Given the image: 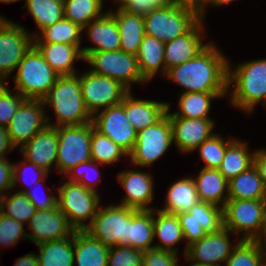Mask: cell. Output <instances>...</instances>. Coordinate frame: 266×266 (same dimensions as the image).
I'll return each instance as SVG.
<instances>
[{"label":"cell","instance_id":"cell-1","mask_svg":"<svg viewBox=\"0 0 266 266\" xmlns=\"http://www.w3.org/2000/svg\"><path fill=\"white\" fill-rule=\"evenodd\" d=\"M214 42L197 56L169 68L165 76L182 86L181 93H228V58Z\"/></svg>","mask_w":266,"mask_h":266},{"label":"cell","instance_id":"cell-2","mask_svg":"<svg viewBox=\"0 0 266 266\" xmlns=\"http://www.w3.org/2000/svg\"><path fill=\"white\" fill-rule=\"evenodd\" d=\"M228 95L234 108L251 114L258 103L266 105V59H254L232 66L228 60ZM234 85L232 87L231 85ZM232 87V88H231Z\"/></svg>","mask_w":266,"mask_h":266},{"label":"cell","instance_id":"cell-3","mask_svg":"<svg viewBox=\"0 0 266 266\" xmlns=\"http://www.w3.org/2000/svg\"><path fill=\"white\" fill-rule=\"evenodd\" d=\"M42 102L44 107L48 105L55 112V123L52 124L48 116V125L60 127L92 122L82 97L80 74L58 76Z\"/></svg>","mask_w":266,"mask_h":266},{"label":"cell","instance_id":"cell-4","mask_svg":"<svg viewBox=\"0 0 266 266\" xmlns=\"http://www.w3.org/2000/svg\"><path fill=\"white\" fill-rule=\"evenodd\" d=\"M201 19L199 9L174 1L143 15L145 34L164 43L188 33Z\"/></svg>","mask_w":266,"mask_h":266},{"label":"cell","instance_id":"cell-5","mask_svg":"<svg viewBox=\"0 0 266 266\" xmlns=\"http://www.w3.org/2000/svg\"><path fill=\"white\" fill-rule=\"evenodd\" d=\"M265 219L266 199H228L223 207V227L235 235L242 234L240 240L258 241Z\"/></svg>","mask_w":266,"mask_h":266},{"label":"cell","instance_id":"cell-6","mask_svg":"<svg viewBox=\"0 0 266 266\" xmlns=\"http://www.w3.org/2000/svg\"><path fill=\"white\" fill-rule=\"evenodd\" d=\"M16 70L13 76L14 90L25 99H42L59 76L34 45L19 62Z\"/></svg>","mask_w":266,"mask_h":266},{"label":"cell","instance_id":"cell-7","mask_svg":"<svg viewBox=\"0 0 266 266\" xmlns=\"http://www.w3.org/2000/svg\"><path fill=\"white\" fill-rule=\"evenodd\" d=\"M99 195L78 182L67 180L58 187L57 206L75 230H85L97 214Z\"/></svg>","mask_w":266,"mask_h":266},{"label":"cell","instance_id":"cell-8","mask_svg":"<svg viewBox=\"0 0 266 266\" xmlns=\"http://www.w3.org/2000/svg\"><path fill=\"white\" fill-rule=\"evenodd\" d=\"M84 61L92 66L90 71L119 81L129 91L132 84L148 82L141 74L137 57L122 50L91 52Z\"/></svg>","mask_w":266,"mask_h":266},{"label":"cell","instance_id":"cell-9","mask_svg":"<svg viewBox=\"0 0 266 266\" xmlns=\"http://www.w3.org/2000/svg\"><path fill=\"white\" fill-rule=\"evenodd\" d=\"M133 208L121 204L99 206L91 224L85 229L107 247L129 246L130 215Z\"/></svg>","mask_w":266,"mask_h":266},{"label":"cell","instance_id":"cell-10","mask_svg":"<svg viewBox=\"0 0 266 266\" xmlns=\"http://www.w3.org/2000/svg\"><path fill=\"white\" fill-rule=\"evenodd\" d=\"M56 128L58 129L56 170L58 169L57 171L66 177V173L73 167L91 160L92 122Z\"/></svg>","mask_w":266,"mask_h":266},{"label":"cell","instance_id":"cell-11","mask_svg":"<svg viewBox=\"0 0 266 266\" xmlns=\"http://www.w3.org/2000/svg\"><path fill=\"white\" fill-rule=\"evenodd\" d=\"M173 143L170 117L166 113L154 125L137 132L133 151L128 155L131 164L146 167L154 164Z\"/></svg>","mask_w":266,"mask_h":266},{"label":"cell","instance_id":"cell-12","mask_svg":"<svg viewBox=\"0 0 266 266\" xmlns=\"http://www.w3.org/2000/svg\"><path fill=\"white\" fill-rule=\"evenodd\" d=\"M33 45L34 37L25 27L0 17V78L5 83Z\"/></svg>","mask_w":266,"mask_h":266},{"label":"cell","instance_id":"cell-13","mask_svg":"<svg viewBox=\"0 0 266 266\" xmlns=\"http://www.w3.org/2000/svg\"><path fill=\"white\" fill-rule=\"evenodd\" d=\"M80 87L85 107L92 116L101 108L120 104L129 92L119 81L90 70L81 73Z\"/></svg>","mask_w":266,"mask_h":266},{"label":"cell","instance_id":"cell-14","mask_svg":"<svg viewBox=\"0 0 266 266\" xmlns=\"http://www.w3.org/2000/svg\"><path fill=\"white\" fill-rule=\"evenodd\" d=\"M187 247L208 233L219 232L223 227V208L198 201L188 212L177 214Z\"/></svg>","mask_w":266,"mask_h":266},{"label":"cell","instance_id":"cell-15","mask_svg":"<svg viewBox=\"0 0 266 266\" xmlns=\"http://www.w3.org/2000/svg\"><path fill=\"white\" fill-rule=\"evenodd\" d=\"M92 123L97 131L108 136L128 155L133 151L137 131L126 117L123 100L120 104L96 112L92 116Z\"/></svg>","mask_w":266,"mask_h":266},{"label":"cell","instance_id":"cell-16","mask_svg":"<svg viewBox=\"0 0 266 266\" xmlns=\"http://www.w3.org/2000/svg\"><path fill=\"white\" fill-rule=\"evenodd\" d=\"M47 125L42 99H25L6 128L11 143L21 148Z\"/></svg>","mask_w":266,"mask_h":266},{"label":"cell","instance_id":"cell-17","mask_svg":"<svg viewBox=\"0 0 266 266\" xmlns=\"http://www.w3.org/2000/svg\"><path fill=\"white\" fill-rule=\"evenodd\" d=\"M232 232L222 228L219 232L208 233L200 240L187 247L185 258L196 264L222 265L231 255L233 249L241 241L240 239L233 246L230 242Z\"/></svg>","mask_w":266,"mask_h":266},{"label":"cell","instance_id":"cell-18","mask_svg":"<svg viewBox=\"0 0 266 266\" xmlns=\"http://www.w3.org/2000/svg\"><path fill=\"white\" fill-rule=\"evenodd\" d=\"M28 228L32 232L27 233V238L36 245L66 238L75 231L58 206L48 210H36Z\"/></svg>","mask_w":266,"mask_h":266},{"label":"cell","instance_id":"cell-19","mask_svg":"<svg viewBox=\"0 0 266 266\" xmlns=\"http://www.w3.org/2000/svg\"><path fill=\"white\" fill-rule=\"evenodd\" d=\"M173 143L179 152H194L195 149L214 133L215 120L212 118L170 117ZM213 131V132H212Z\"/></svg>","mask_w":266,"mask_h":266},{"label":"cell","instance_id":"cell-20","mask_svg":"<svg viewBox=\"0 0 266 266\" xmlns=\"http://www.w3.org/2000/svg\"><path fill=\"white\" fill-rule=\"evenodd\" d=\"M118 181L126 191L121 205L135 210H154L150 207L154 200V178L149 172L125 170L118 173Z\"/></svg>","mask_w":266,"mask_h":266},{"label":"cell","instance_id":"cell-21","mask_svg":"<svg viewBox=\"0 0 266 266\" xmlns=\"http://www.w3.org/2000/svg\"><path fill=\"white\" fill-rule=\"evenodd\" d=\"M58 148V129L55 126L47 125L34 135L21 148L23 158L35 163L50 173L51 166L56 168Z\"/></svg>","mask_w":266,"mask_h":266},{"label":"cell","instance_id":"cell-22","mask_svg":"<svg viewBox=\"0 0 266 266\" xmlns=\"http://www.w3.org/2000/svg\"><path fill=\"white\" fill-rule=\"evenodd\" d=\"M204 19H201L188 33L165 43L164 58L166 71L169 68L191 60L202 52L210 42L203 43Z\"/></svg>","mask_w":266,"mask_h":266},{"label":"cell","instance_id":"cell-23","mask_svg":"<svg viewBox=\"0 0 266 266\" xmlns=\"http://www.w3.org/2000/svg\"><path fill=\"white\" fill-rule=\"evenodd\" d=\"M83 31H87L89 42L94 47L81 48L84 58L91 52L116 51L120 50V34L115 17L105 11L102 16L87 24Z\"/></svg>","mask_w":266,"mask_h":266},{"label":"cell","instance_id":"cell-24","mask_svg":"<svg viewBox=\"0 0 266 266\" xmlns=\"http://www.w3.org/2000/svg\"><path fill=\"white\" fill-rule=\"evenodd\" d=\"M129 91L123 98V108L129 123L139 132L158 122L167 111L168 102L137 99Z\"/></svg>","mask_w":266,"mask_h":266},{"label":"cell","instance_id":"cell-25","mask_svg":"<svg viewBox=\"0 0 266 266\" xmlns=\"http://www.w3.org/2000/svg\"><path fill=\"white\" fill-rule=\"evenodd\" d=\"M34 46L59 76L79 73L74 67L75 60H85L82 55L81 45L34 43Z\"/></svg>","mask_w":266,"mask_h":266},{"label":"cell","instance_id":"cell-26","mask_svg":"<svg viewBox=\"0 0 266 266\" xmlns=\"http://www.w3.org/2000/svg\"><path fill=\"white\" fill-rule=\"evenodd\" d=\"M108 11L117 22L120 34V50L136 56L145 35L143 15L127 12L121 7H118L116 11Z\"/></svg>","mask_w":266,"mask_h":266},{"label":"cell","instance_id":"cell-27","mask_svg":"<svg viewBox=\"0 0 266 266\" xmlns=\"http://www.w3.org/2000/svg\"><path fill=\"white\" fill-rule=\"evenodd\" d=\"M200 201L224 207L229 199L228 180L218 169L204 168L193 178Z\"/></svg>","mask_w":266,"mask_h":266},{"label":"cell","instance_id":"cell-28","mask_svg":"<svg viewBox=\"0 0 266 266\" xmlns=\"http://www.w3.org/2000/svg\"><path fill=\"white\" fill-rule=\"evenodd\" d=\"M109 250L86 230L74 231V265L107 266Z\"/></svg>","mask_w":266,"mask_h":266},{"label":"cell","instance_id":"cell-29","mask_svg":"<svg viewBox=\"0 0 266 266\" xmlns=\"http://www.w3.org/2000/svg\"><path fill=\"white\" fill-rule=\"evenodd\" d=\"M165 43L153 36L144 35L136 55L142 76L149 82L156 74H166L164 58Z\"/></svg>","mask_w":266,"mask_h":266},{"label":"cell","instance_id":"cell-30","mask_svg":"<svg viewBox=\"0 0 266 266\" xmlns=\"http://www.w3.org/2000/svg\"><path fill=\"white\" fill-rule=\"evenodd\" d=\"M157 215V216H155ZM157 217V218H156ZM154 237H158L161 243L153 244L154 248L163 249L178 254L176 244L184 240L183 230L178 216L158 210H153ZM175 246V248H174Z\"/></svg>","mask_w":266,"mask_h":266},{"label":"cell","instance_id":"cell-31","mask_svg":"<svg viewBox=\"0 0 266 266\" xmlns=\"http://www.w3.org/2000/svg\"><path fill=\"white\" fill-rule=\"evenodd\" d=\"M228 93H206V92H188L180 94L178 107L176 112H170V105L167 103L166 113L169 117H185V118H211L209 112L211 110V102L213 99L221 98Z\"/></svg>","mask_w":266,"mask_h":266},{"label":"cell","instance_id":"cell-32","mask_svg":"<svg viewBox=\"0 0 266 266\" xmlns=\"http://www.w3.org/2000/svg\"><path fill=\"white\" fill-rule=\"evenodd\" d=\"M164 208L170 214L186 213L199 200L193 177H185L172 183L166 194Z\"/></svg>","mask_w":266,"mask_h":266},{"label":"cell","instance_id":"cell-33","mask_svg":"<svg viewBox=\"0 0 266 266\" xmlns=\"http://www.w3.org/2000/svg\"><path fill=\"white\" fill-rule=\"evenodd\" d=\"M248 148V143L238 139L227 146L218 170L228 181L254 165L255 150L250 152Z\"/></svg>","mask_w":266,"mask_h":266},{"label":"cell","instance_id":"cell-34","mask_svg":"<svg viewBox=\"0 0 266 266\" xmlns=\"http://www.w3.org/2000/svg\"><path fill=\"white\" fill-rule=\"evenodd\" d=\"M229 199H266V186L253 165L228 182Z\"/></svg>","mask_w":266,"mask_h":266},{"label":"cell","instance_id":"cell-35","mask_svg":"<svg viewBox=\"0 0 266 266\" xmlns=\"http://www.w3.org/2000/svg\"><path fill=\"white\" fill-rule=\"evenodd\" d=\"M39 266H74V233L60 240L38 244Z\"/></svg>","mask_w":266,"mask_h":266},{"label":"cell","instance_id":"cell-36","mask_svg":"<svg viewBox=\"0 0 266 266\" xmlns=\"http://www.w3.org/2000/svg\"><path fill=\"white\" fill-rule=\"evenodd\" d=\"M153 210H135L130 215L129 247L146 251L154 248Z\"/></svg>","mask_w":266,"mask_h":266},{"label":"cell","instance_id":"cell-37","mask_svg":"<svg viewBox=\"0 0 266 266\" xmlns=\"http://www.w3.org/2000/svg\"><path fill=\"white\" fill-rule=\"evenodd\" d=\"M27 11L31 14L39 31L32 33L35 38L44 28L64 18V4L59 0H25Z\"/></svg>","mask_w":266,"mask_h":266},{"label":"cell","instance_id":"cell-38","mask_svg":"<svg viewBox=\"0 0 266 266\" xmlns=\"http://www.w3.org/2000/svg\"><path fill=\"white\" fill-rule=\"evenodd\" d=\"M83 28L68 19H61L44 28L35 38L34 43H63L81 45Z\"/></svg>","mask_w":266,"mask_h":266},{"label":"cell","instance_id":"cell-39","mask_svg":"<svg viewBox=\"0 0 266 266\" xmlns=\"http://www.w3.org/2000/svg\"><path fill=\"white\" fill-rule=\"evenodd\" d=\"M104 0H65L64 18L84 28L104 13Z\"/></svg>","mask_w":266,"mask_h":266},{"label":"cell","instance_id":"cell-40","mask_svg":"<svg viewBox=\"0 0 266 266\" xmlns=\"http://www.w3.org/2000/svg\"><path fill=\"white\" fill-rule=\"evenodd\" d=\"M91 160L103 165H113L128 154L113 142L108 136L97 131L92 123L90 141Z\"/></svg>","mask_w":266,"mask_h":266},{"label":"cell","instance_id":"cell-41","mask_svg":"<svg viewBox=\"0 0 266 266\" xmlns=\"http://www.w3.org/2000/svg\"><path fill=\"white\" fill-rule=\"evenodd\" d=\"M35 211V206L24 192L17 191L0 198V212L20 223H29Z\"/></svg>","mask_w":266,"mask_h":266},{"label":"cell","instance_id":"cell-42","mask_svg":"<svg viewBox=\"0 0 266 266\" xmlns=\"http://www.w3.org/2000/svg\"><path fill=\"white\" fill-rule=\"evenodd\" d=\"M235 138L229 137L225 140L219 134H213L203 141L195 150L199 152L201 160L205 163L204 168L218 169L224 158L227 146Z\"/></svg>","mask_w":266,"mask_h":266},{"label":"cell","instance_id":"cell-43","mask_svg":"<svg viewBox=\"0 0 266 266\" xmlns=\"http://www.w3.org/2000/svg\"><path fill=\"white\" fill-rule=\"evenodd\" d=\"M262 247L258 241L241 240L224 266H261Z\"/></svg>","mask_w":266,"mask_h":266},{"label":"cell","instance_id":"cell-44","mask_svg":"<svg viewBox=\"0 0 266 266\" xmlns=\"http://www.w3.org/2000/svg\"><path fill=\"white\" fill-rule=\"evenodd\" d=\"M97 167L99 163L88 160L73 167L66 175L68 174L69 181L78 182L87 189L97 192L96 185H99L101 179V173Z\"/></svg>","mask_w":266,"mask_h":266},{"label":"cell","instance_id":"cell-45","mask_svg":"<svg viewBox=\"0 0 266 266\" xmlns=\"http://www.w3.org/2000/svg\"><path fill=\"white\" fill-rule=\"evenodd\" d=\"M8 82L0 88V125L7 127L16 114L25 98L17 91L12 93L7 86Z\"/></svg>","mask_w":266,"mask_h":266},{"label":"cell","instance_id":"cell-46","mask_svg":"<svg viewBox=\"0 0 266 266\" xmlns=\"http://www.w3.org/2000/svg\"><path fill=\"white\" fill-rule=\"evenodd\" d=\"M143 254L127 245L110 247L107 266H142Z\"/></svg>","mask_w":266,"mask_h":266},{"label":"cell","instance_id":"cell-47","mask_svg":"<svg viewBox=\"0 0 266 266\" xmlns=\"http://www.w3.org/2000/svg\"><path fill=\"white\" fill-rule=\"evenodd\" d=\"M24 224L14 220L0 212V245L8 246L16 245L19 240H27V233L24 230Z\"/></svg>","mask_w":266,"mask_h":266},{"label":"cell","instance_id":"cell-48","mask_svg":"<svg viewBox=\"0 0 266 266\" xmlns=\"http://www.w3.org/2000/svg\"><path fill=\"white\" fill-rule=\"evenodd\" d=\"M22 163V164H21ZM29 170V173H28ZM32 174H31V173ZM26 173V174H25ZM36 173V174H35ZM48 172H46L43 168L38 167L35 163L29 162L26 159L24 161H21L20 164L14 163L13 164V188L16 187L18 184L17 182L20 183L22 182L23 186L24 184L27 185L26 187H32V184H36L38 181L42 180ZM32 179H29L30 176ZM36 175V176H35ZM29 179V181H28Z\"/></svg>","mask_w":266,"mask_h":266},{"label":"cell","instance_id":"cell-49","mask_svg":"<svg viewBox=\"0 0 266 266\" xmlns=\"http://www.w3.org/2000/svg\"><path fill=\"white\" fill-rule=\"evenodd\" d=\"M142 266H180L178 254L157 248L144 251Z\"/></svg>","mask_w":266,"mask_h":266},{"label":"cell","instance_id":"cell-50","mask_svg":"<svg viewBox=\"0 0 266 266\" xmlns=\"http://www.w3.org/2000/svg\"><path fill=\"white\" fill-rule=\"evenodd\" d=\"M118 7L123 10L145 15L155 7H160L170 3V0H115Z\"/></svg>","mask_w":266,"mask_h":266},{"label":"cell","instance_id":"cell-51","mask_svg":"<svg viewBox=\"0 0 266 266\" xmlns=\"http://www.w3.org/2000/svg\"><path fill=\"white\" fill-rule=\"evenodd\" d=\"M47 176H48V174L42 180L38 181L35 184V186L37 185L38 187H41L39 185H41L43 181H46L45 179L47 178ZM37 186L34 187V185H32L31 190H27V189L21 190L20 189L18 191L24 192L26 194V196L29 198L30 202L35 206L36 210H48V209H51L53 207H56L58 196H56V194H54V193L53 194L47 193V196L43 195L41 193L44 196V198H41V196H39V194H38V193H40V191L38 192V190H36Z\"/></svg>","mask_w":266,"mask_h":266},{"label":"cell","instance_id":"cell-52","mask_svg":"<svg viewBox=\"0 0 266 266\" xmlns=\"http://www.w3.org/2000/svg\"><path fill=\"white\" fill-rule=\"evenodd\" d=\"M13 164L7 157L0 159V198L13 189Z\"/></svg>","mask_w":266,"mask_h":266},{"label":"cell","instance_id":"cell-53","mask_svg":"<svg viewBox=\"0 0 266 266\" xmlns=\"http://www.w3.org/2000/svg\"><path fill=\"white\" fill-rule=\"evenodd\" d=\"M254 166L257 168L264 185L266 186V149H257L254 153Z\"/></svg>","mask_w":266,"mask_h":266},{"label":"cell","instance_id":"cell-54","mask_svg":"<svg viewBox=\"0 0 266 266\" xmlns=\"http://www.w3.org/2000/svg\"><path fill=\"white\" fill-rule=\"evenodd\" d=\"M15 149L11 143L10 137L7 132V128L0 125V159L6 158V153Z\"/></svg>","mask_w":266,"mask_h":266},{"label":"cell","instance_id":"cell-55","mask_svg":"<svg viewBox=\"0 0 266 266\" xmlns=\"http://www.w3.org/2000/svg\"><path fill=\"white\" fill-rule=\"evenodd\" d=\"M13 266H39L38 257L35 253L26 254L20 257Z\"/></svg>","mask_w":266,"mask_h":266},{"label":"cell","instance_id":"cell-56","mask_svg":"<svg viewBox=\"0 0 266 266\" xmlns=\"http://www.w3.org/2000/svg\"><path fill=\"white\" fill-rule=\"evenodd\" d=\"M235 0H210L206 5L205 7H203L201 10H200V13H201V18L204 19L205 18V12H206V8H208L209 5H212V7H218V6H221L222 5H226L228 3H231V2H234ZM207 6V7H206Z\"/></svg>","mask_w":266,"mask_h":266},{"label":"cell","instance_id":"cell-57","mask_svg":"<svg viewBox=\"0 0 266 266\" xmlns=\"http://www.w3.org/2000/svg\"><path fill=\"white\" fill-rule=\"evenodd\" d=\"M209 1L210 0H186V3L201 10Z\"/></svg>","mask_w":266,"mask_h":266},{"label":"cell","instance_id":"cell-58","mask_svg":"<svg viewBox=\"0 0 266 266\" xmlns=\"http://www.w3.org/2000/svg\"><path fill=\"white\" fill-rule=\"evenodd\" d=\"M258 242L262 244L263 246H266V219H265V226H264L263 233L261 237L259 238Z\"/></svg>","mask_w":266,"mask_h":266},{"label":"cell","instance_id":"cell-59","mask_svg":"<svg viewBox=\"0 0 266 266\" xmlns=\"http://www.w3.org/2000/svg\"><path fill=\"white\" fill-rule=\"evenodd\" d=\"M261 266H266V246L262 247Z\"/></svg>","mask_w":266,"mask_h":266},{"label":"cell","instance_id":"cell-60","mask_svg":"<svg viewBox=\"0 0 266 266\" xmlns=\"http://www.w3.org/2000/svg\"><path fill=\"white\" fill-rule=\"evenodd\" d=\"M189 266H219V265H211V264H196V263H192Z\"/></svg>","mask_w":266,"mask_h":266},{"label":"cell","instance_id":"cell-61","mask_svg":"<svg viewBox=\"0 0 266 266\" xmlns=\"http://www.w3.org/2000/svg\"><path fill=\"white\" fill-rule=\"evenodd\" d=\"M16 1H20V0H0V2H3V3H14V2H16ZM0 17H1V15H0Z\"/></svg>","mask_w":266,"mask_h":266},{"label":"cell","instance_id":"cell-62","mask_svg":"<svg viewBox=\"0 0 266 266\" xmlns=\"http://www.w3.org/2000/svg\"><path fill=\"white\" fill-rule=\"evenodd\" d=\"M170 1L186 3V0H170Z\"/></svg>","mask_w":266,"mask_h":266},{"label":"cell","instance_id":"cell-63","mask_svg":"<svg viewBox=\"0 0 266 266\" xmlns=\"http://www.w3.org/2000/svg\"><path fill=\"white\" fill-rule=\"evenodd\" d=\"M5 84V81H3L1 78H0V88Z\"/></svg>","mask_w":266,"mask_h":266}]
</instances>
